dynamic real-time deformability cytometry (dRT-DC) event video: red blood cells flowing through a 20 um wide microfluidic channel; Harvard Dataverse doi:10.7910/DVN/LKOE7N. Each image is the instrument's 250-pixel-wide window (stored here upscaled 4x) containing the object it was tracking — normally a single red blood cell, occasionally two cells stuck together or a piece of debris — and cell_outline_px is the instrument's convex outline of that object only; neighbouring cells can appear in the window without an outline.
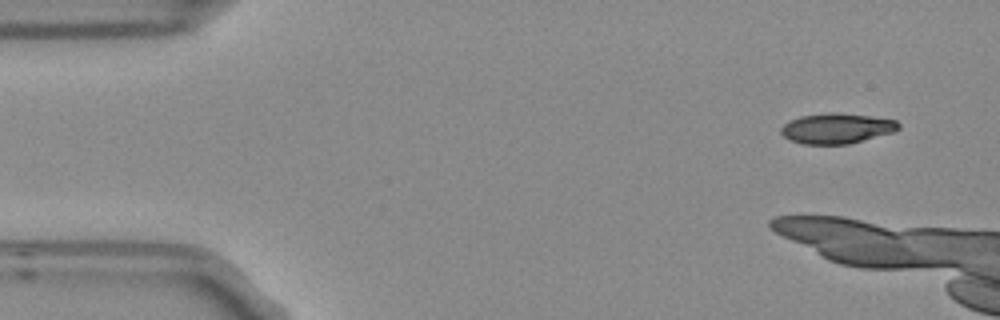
{"species": "Egyptian fruit bat (a non-hibernating species)", "species_latin": "Rousettus aegyptiacus", "temperature_condition": "room temperature", "stored_images_in_passage": 3, "camera_frame_rate_fps": 3000, "um_per_image_px": 0.085, "frame": {"image": 1, "passage_image": 1, "time_ms": 0.0, "image_size_px": [1000, 320], "cell_outline_px": [[900, 128], [892, 132], [848, 144], [804, 144], [788, 140], [780, 132], [780, 128], [784, 124], [800, 116], [832, 112], [868, 116], [896, 120], [900, 124]], "centroid_in_image_um": [71.09, 10.92], "position_along_channel_um": 13.9, "area_um2": 20.52}}